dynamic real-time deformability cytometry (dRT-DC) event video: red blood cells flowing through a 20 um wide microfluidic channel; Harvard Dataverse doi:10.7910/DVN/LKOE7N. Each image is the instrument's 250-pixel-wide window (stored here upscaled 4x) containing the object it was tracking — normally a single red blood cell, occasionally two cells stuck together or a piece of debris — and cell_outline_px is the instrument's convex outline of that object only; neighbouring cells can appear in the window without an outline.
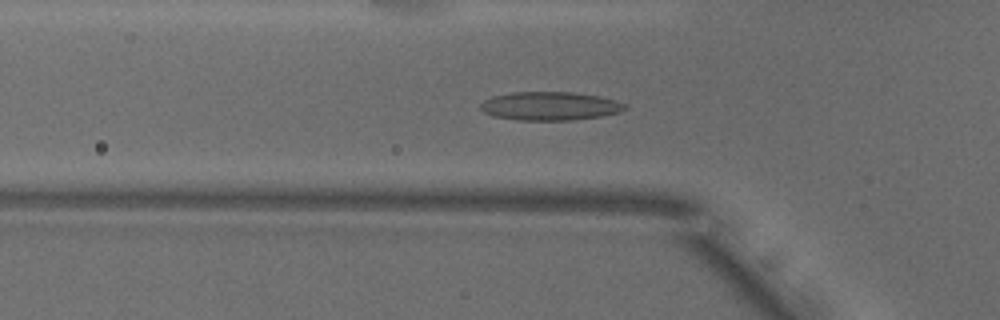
{"species": "common noctule bat (a hibernating species)", "species_latin": "Nyctalus noctula", "temperature_condition": "warm", "stored_images_in_passage": 51, "camera_frame_rate_fps": 3000, "um_per_image_px": 0.085, "animal": {"sex": "male", "body_mass_g": 18.8}, "frame": {"image": 1, "passage_image": 16, "time_ms": 5.0, "image_size_px": [1000, 320], "cell_outline_px": [[628, 108], [620, 112], [600, 116], [572, 120], [520, 120], [496, 116], [484, 112], [480, 108], [480, 104], [484, 100], [492, 96], [512, 92], [572, 92], [600, 96], [616, 100], [628, 104]], "centroid_in_image_um": [46.79, 9.0], "position_along_channel_um": 79.0, "area_um2": 24.04}}
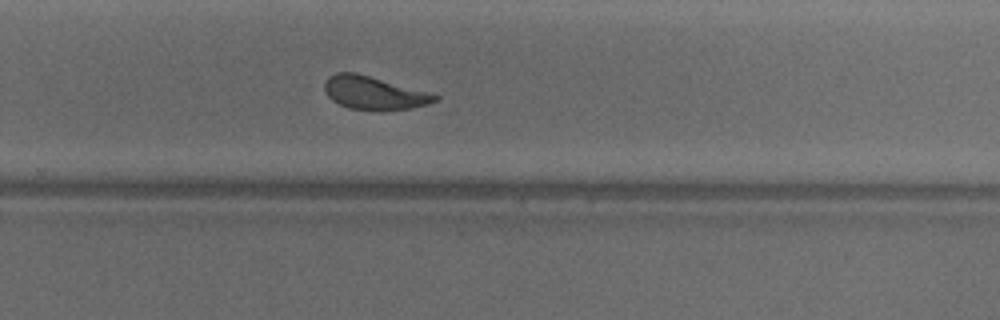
{"frame": {"image": 2, "passage_image": 33, "time_ms": 10.667, "image_size_px": [1000, 320], "cell_outline_px": [[440, 100], [428, 104], [412, 108], [380, 112], [372, 112], [348, 108], [332, 100], [324, 92], [324, 80], [328, 76], [336, 72], [356, 72], [428, 92], [440, 96]], "centroid_in_image_um": [31.77, 7.92], "position_along_channel_um": 298.0, "area_um2": 21.91}}
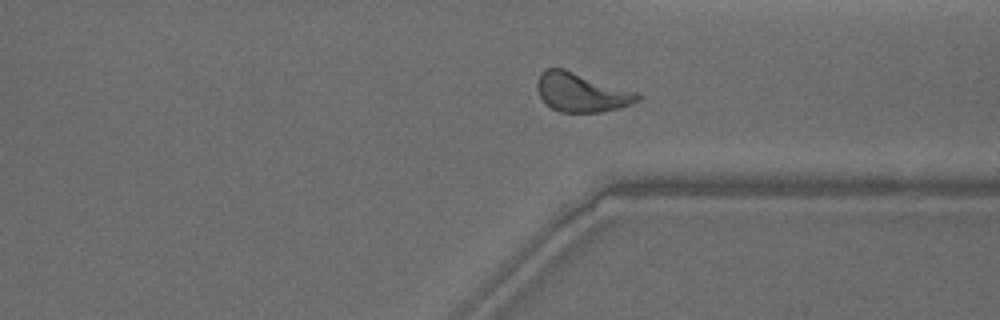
{"frame": {"image": 3, "passage_image": 38, "time_ms": 12.333, "image_size_px": [1000, 320], "cell_outline_px": [[640, 100], [632, 104], [620, 108], [600, 112], [560, 112], [544, 104], [536, 88], [536, 84], [540, 72], [544, 68], [564, 68], [640, 92]], "centroid_in_image_um": [49.43, 7.84], "position_along_channel_um": 362.0, "area_um2": 23.35}, "authors_computed_cell_mechanics": {"area_um2": 22.6576, "velocity_mm_per_s": 3.849, "shape_relaxation_time_tau1_ms": 3.7112, "shape_relaxation_time_tau2_ms": 1.2394, "deformation_change_tau1": 0.1433, "deformation_change_tau2": 0.0784}}